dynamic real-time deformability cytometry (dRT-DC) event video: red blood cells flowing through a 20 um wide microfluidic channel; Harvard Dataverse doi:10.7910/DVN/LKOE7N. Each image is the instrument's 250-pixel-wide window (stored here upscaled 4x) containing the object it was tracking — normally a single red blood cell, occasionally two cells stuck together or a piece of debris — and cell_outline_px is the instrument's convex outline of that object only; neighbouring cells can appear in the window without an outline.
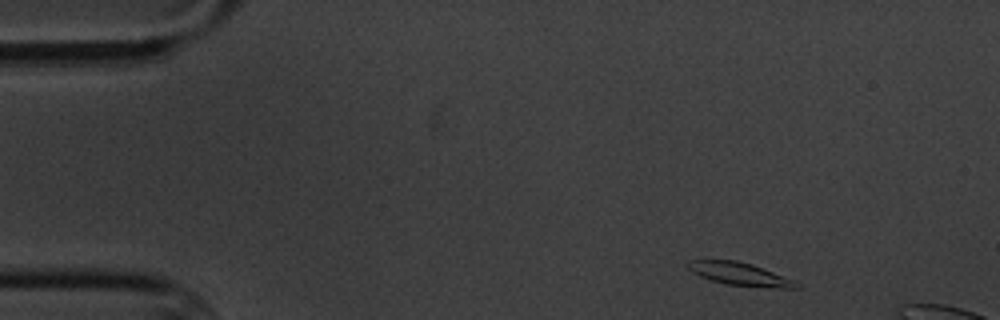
{"species": "common noctule bat (a hibernating species)", "species_latin": "Nyctalus noctula", "temperature_condition": "cold", "stored_images_in_passage": 3, "camera_frame_rate_fps": 3000, "um_per_image_px": 0.085, "animal": {"sex": "male", "body_mass_g": 20.1, "forearm_length_mm": 53.5}, "frame": {"image": 1, "passage_image": 1, "time_ms": 0.0, "image_size_px": [1000, 320], "cell_outline_px": [[800, 288], [780, 288], [724, 284], [700, 276], [692, 272], [684, 264], [688, 260], [736, 260], [752, 264], [792, 280], [800, 284]], "centroid_in_image_um": [62.82, 23.28], "position_along_channel_um": 22.2, "area_um2": 14.28}}